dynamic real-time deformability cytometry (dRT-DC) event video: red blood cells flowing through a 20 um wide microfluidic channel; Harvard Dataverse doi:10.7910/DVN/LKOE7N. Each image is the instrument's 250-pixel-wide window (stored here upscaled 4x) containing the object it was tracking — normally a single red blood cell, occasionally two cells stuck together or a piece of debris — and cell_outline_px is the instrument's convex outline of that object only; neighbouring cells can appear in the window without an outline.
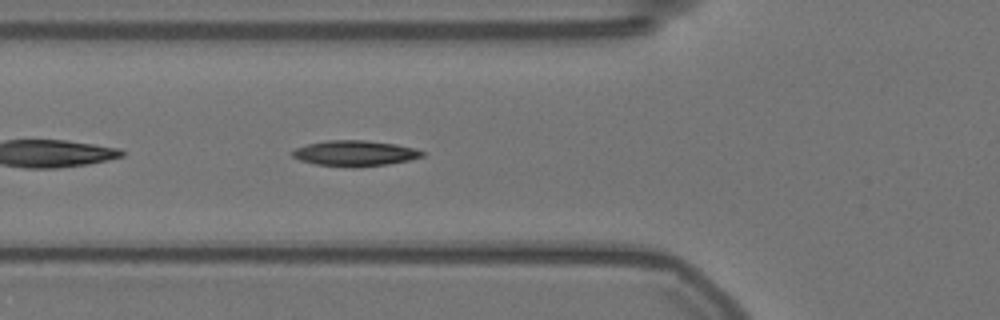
{"species": "Egyptian fruit bat (a non-hibernating species)", "species_latin": "Rousettus aegyptiacus", "temperature_condition": "warm", "stored_images_in_passage": 31, "camera_frame_rate_fps": 3000, "um_per_image_px": 0.085, "animal": {"sex": "female"}, "frame": {"image": 1, "passage_image": 5, "time_ms": 1.333, "image_size_px": [1000, 320], "cell_outline_px": [[428, 152], [424, 156], [408, 160], [388, 164], [356, 168], [352, 168], [316, 164], [300, 160], [292, 156], [292, 152], [296, 148], [308, 144], [328, 140], [364, 140], [396, 144], [416, 148]], "centroid_in_image_um": [30.22, 13.03], "position_along_channel_um": 95.6, "area_um2": 19.54}}
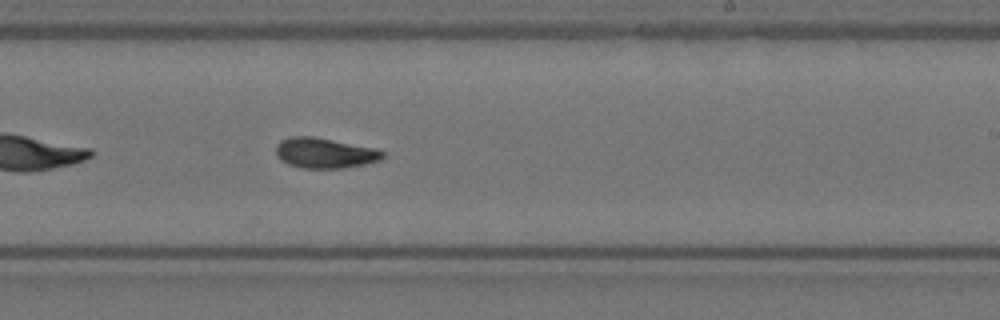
{"frame": {"image": 2, "passage_image": 19, "time_ms": 6.0, "image_size_px": [1000, 320], "cell_outline_px": [[384, 156], [380, 160], [364, 164], [344, 168], [304, 168], [288, 164], [280, 160], [276, 156], [276, 144], [280, 140], [288, 136], [312, 136], [376, 148], [384, 152]], "centroid_in_image_um": [27.57, 13.0], "position_along_channel_um": 261.4, "area_um2": 18.96}}
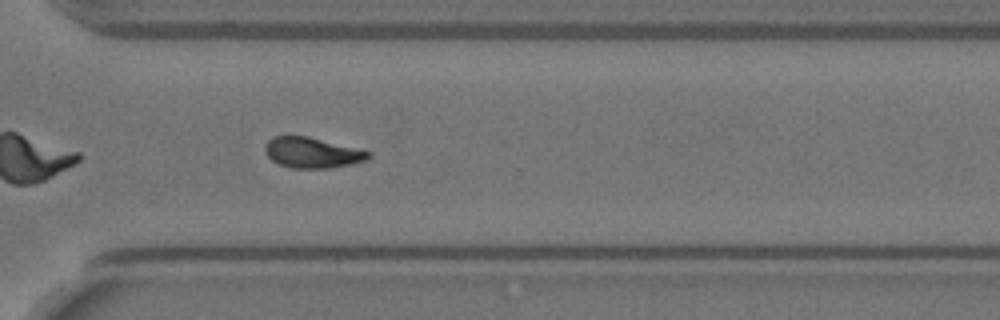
{"frame": {"image": 3, "passage_image": 26, "time_ms": 8.333, "image_size_px": [1000, 320], "cell_outline_px": [[372, 152], [368, 160], [352, 164], [328, 168], [292, 168], [280, 164], [272, 160], [264, 152], [264, 144], [272, 136], [308, 136]], "centroid_in_image_um": [26.52, 12.97], "position_along_channel_um": 344.1, "area_um2": 18.44}, "authors_computed_cell_mechanics": {"area_um2": 18.9006, "velocity_mm_per_s": 3.549, "shape_relaxation_time_tau1_ms": 5.3674, "shape_relaxation_time_tau2_ms": 4.2376, "deformation_change_tau1": 0.1779, "deformation_change_tau2": 0.0827}}